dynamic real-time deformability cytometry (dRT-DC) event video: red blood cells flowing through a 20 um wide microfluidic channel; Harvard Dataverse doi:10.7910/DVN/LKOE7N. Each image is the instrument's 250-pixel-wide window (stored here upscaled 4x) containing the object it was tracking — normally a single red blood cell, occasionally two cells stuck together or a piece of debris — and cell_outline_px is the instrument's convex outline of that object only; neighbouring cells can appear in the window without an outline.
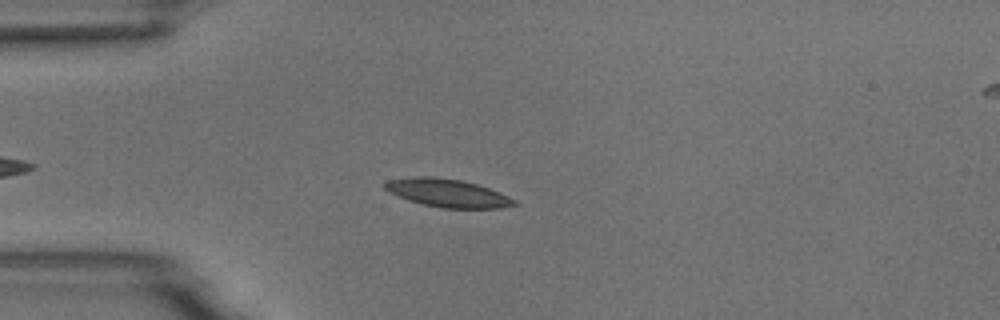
{"species": "common noctule bat (a hibernating species)", "species_latin": "Nyctalus noctula", "temperature_condition": "room temperature", "stored_images_in_passage": 5, "camera_frame_rate_fps": 3000, "um_per_image_px": 0.085, "animal": {"sex": "male", "body_mass_g": 18.8}, "frame": {"image": 1, "passage_image": 4, "time_ms": 3.333, "image_size_px": [1000, 320], "cell_outline_px": [[520, 204], [500, 208], [440, 208], [408, 200], [388, 192], [384, 188], [384, 184], [388, 180], [416, 176], [432, 176], [460, 180], [476, 184], [500, 192], [516, 200]], "centroid_in_image_um": [38.05, 16.41], "position_along_channel_um": 47.0, "area_um2": 21.15}}